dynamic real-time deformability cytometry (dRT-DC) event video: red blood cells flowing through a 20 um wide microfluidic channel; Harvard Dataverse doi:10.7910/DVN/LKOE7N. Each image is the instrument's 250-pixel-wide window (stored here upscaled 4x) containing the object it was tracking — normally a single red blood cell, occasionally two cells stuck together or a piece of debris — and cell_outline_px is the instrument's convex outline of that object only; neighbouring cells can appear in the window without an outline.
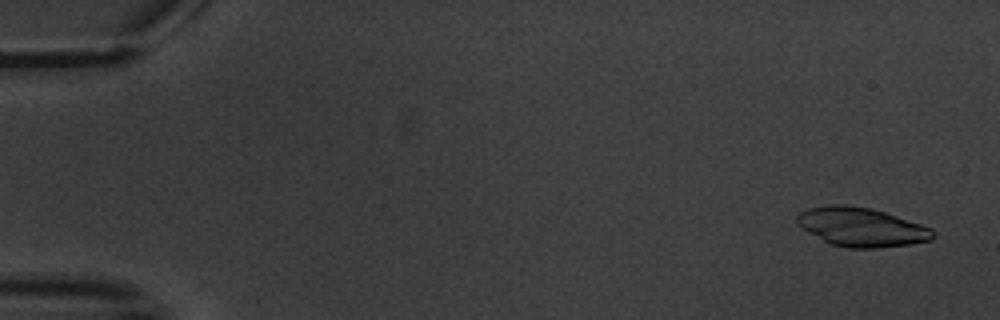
{"species": "common noctule bat (a hibernating species)", "species_latin": "Nyctalus noctula", "temperature_condition": "warm", "stored_images_in_passage": 7, "camera_frame_rate_fps": 3000, "um_per_image_px": 0.085, "animal": {"sex": "male", "body_mass_g": 20.1, "forearm_length_mm": 53.5}, "frame": {"image": 1, "passage_image": 1, "time_ms": 0.0, "image_size_px": [1000, 320], "cell_outline_px": [[936, 236], [932, 240], [908, 244], [876, 248], [848, 248], [832, 244], [800, 228], [796, 224], [796, 216], [800, 212], [808, 208], [832, 204], [844, 204], [872, 208], [932, 228], [936, 232]], "centroid_in_image_um": [73.21, 19.29], "position_along_channel_um": 11.8, "area_um2": 30.87}}